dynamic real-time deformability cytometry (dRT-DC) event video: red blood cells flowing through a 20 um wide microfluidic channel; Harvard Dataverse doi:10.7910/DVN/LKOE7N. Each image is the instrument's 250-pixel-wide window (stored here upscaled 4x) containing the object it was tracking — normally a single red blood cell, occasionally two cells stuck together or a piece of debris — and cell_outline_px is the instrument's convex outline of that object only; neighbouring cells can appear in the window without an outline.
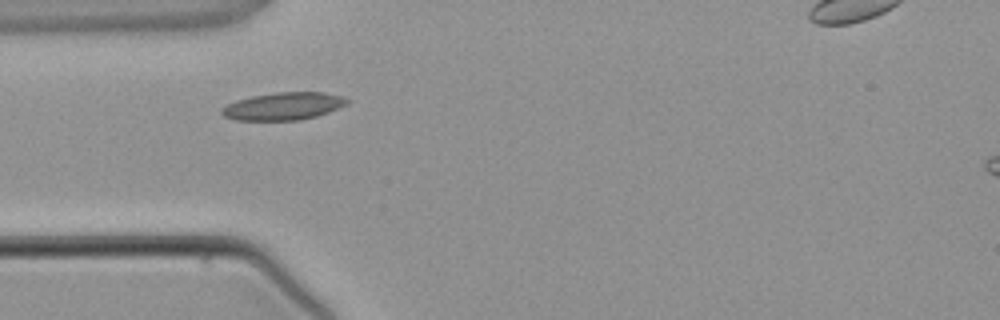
{"species": "common noctule bat (a hibernating species)", "species_latin": "Nyctalus noctula", "temperature_condition": "warm", "stored_images_in_passage": 2, "camera_frame_rate_fps": 3000, "um_per_image_px": 0.085, "animal": {"sex": "male", "body_mass_g": 21.5, "forearm_length_mm": 52.0}, "frame": {"image": 1, "passage_image": 1, "time_ms": 0.0, "image_size_px": [1000, 320], "cell_outline_px": [[348, 104], [328, 112], [316, 116], [300, 120], [236, 120], [224, 116], [220, 112], [220, 108], [236, 100], [252, 96], [276, 92], [324, 92], [344, 96], [348, 100]], "centroid_in_image_um": [24.09, 9.02], "position_along_channel_um": 60.9, "area_um2": 20.17}}
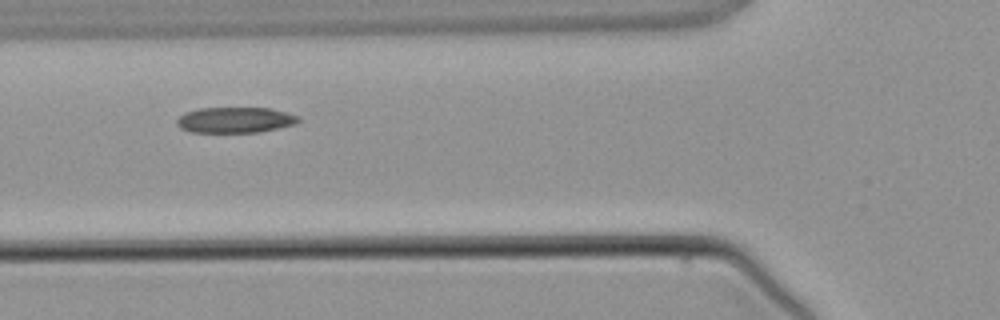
{"frame": {"image": 2, "passage_image": 2, "time_ms": 1.0, "image_size_px": [1000, 320], "cell_outline_px": [[300, 120], [296, 124], [260, 132], [192, 132], [180, 128], [176, 124], [176, 120], [184, 112], [200, 108], [272, 108], [300, 116]], "centroid_in_image_um": [20.0, 10.19], "position_along_channel_um": 105.8, "area_um2": 18.32}}